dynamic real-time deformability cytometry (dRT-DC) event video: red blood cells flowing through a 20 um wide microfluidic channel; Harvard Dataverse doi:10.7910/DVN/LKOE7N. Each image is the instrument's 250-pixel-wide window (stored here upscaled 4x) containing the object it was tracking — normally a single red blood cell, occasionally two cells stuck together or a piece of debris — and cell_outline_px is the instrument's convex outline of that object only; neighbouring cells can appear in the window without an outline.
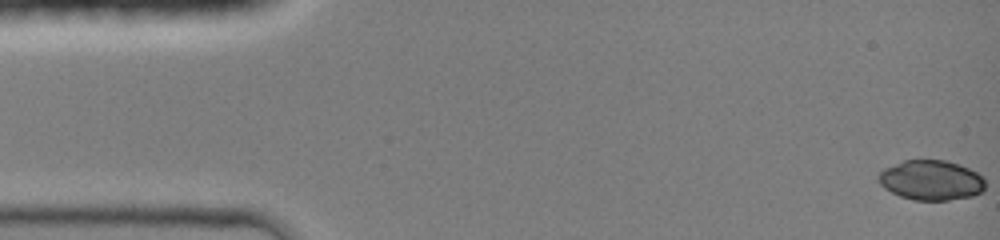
{"species": "common noctule bat (a hibernating species)", "species_latin": "Nyctalus noctula", "temperature_condition": "room temperature", "stored_images_in_passage": 45, "camera_frame_rate_fps": 3000, "um_per_image_px": 0.085, "animal": {"sex": "female", "body_mass_g": 19.0, "forearm_length_mm": 51.5}, "frame": {"image": 1, "passage_image": 1, "time_ms": 0.0, "image_size_px": [1000, 240], "cell_outline_px": [[984, 192], [972, 196], [948, 200], [916, 200], [900, 196], [884, 188], [876, 180], [876, 176], [884, 168], [904, 160], [944, 160], [960, 164], [976, 172], [984, 180]], "centroid_in_image_um": [79.12, 15.31], "position_along_channel_um": 5.9, "area_um2": 24.91}}
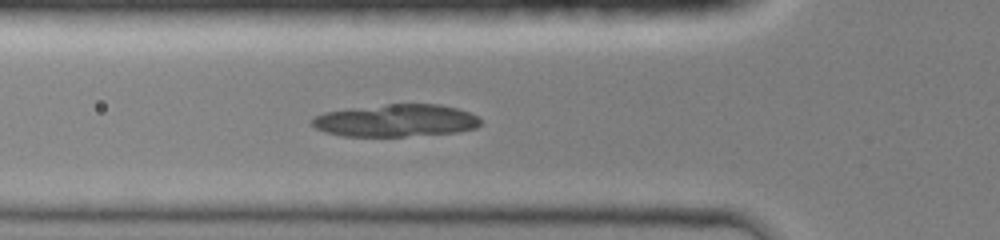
{"frame": {"image": 2, "passage_image": 16, "time_ms": 5.0, "image_size_px": [1000, 240], "cell_outline_px": [[480, 124], [476, 128], [456, 132], [404, 136], [344, 136], [324, 132], [316, 128], [312, 124], [312, 120], [316, 116], [324, 112], [352, 108], [388, 104], [440, 104], [456, 108], [468, 112], [476, 116], [480, 120]], "centroid_in_image_um": [33.64, 10.24], "position_along_channel_um": 92.2, "area_um2": 31.56}}
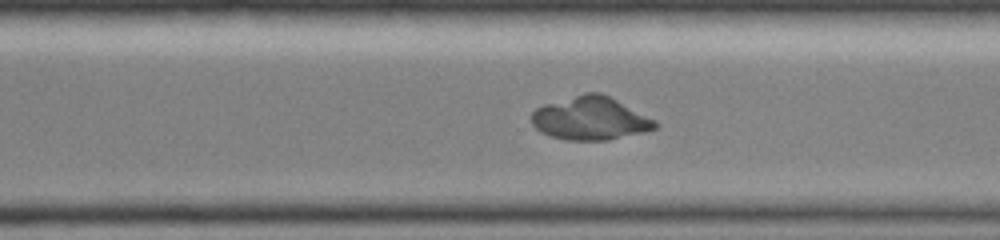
{"frame": {"image": 3, "passage_image": 32, "time_ms": 10.333, "image_size_px": [1000, 240], "cell_outline_px": [[660, 124], [656, 128], [644, 132], [608, 140], [564, 140], [540, 132], [532, 124], [532, 112], [536, 108], [544, 104], [584, 92], [600, 92], [656, 120]], "centroid_in_image_um": [50.17, 10.06], "position_along_channel_um": 320.4, "area_um2": 31.1}}